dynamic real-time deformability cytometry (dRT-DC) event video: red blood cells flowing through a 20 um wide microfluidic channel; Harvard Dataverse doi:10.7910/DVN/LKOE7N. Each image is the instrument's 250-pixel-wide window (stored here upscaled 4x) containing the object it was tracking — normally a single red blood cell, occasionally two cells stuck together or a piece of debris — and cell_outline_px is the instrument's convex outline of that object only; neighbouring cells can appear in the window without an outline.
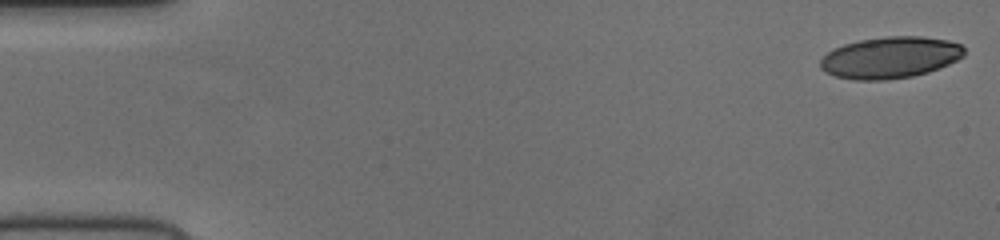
{"species": "human", "species_latin": "Homo sapiens", "temperature_condition": "cold", "stored_images_in_passage": 52, "camera_frame_rate_fps": 3000, "um_per_image_px": 0.085, "donor": {"sex": "female"}, "frame": {"image": 1, "passage_image": 1, "time_ms": 0.0, "image_size_px": [1000, 240], "cell_outline_px": [[964, 56], [948, 64], [928, 72], [912, 76], [888, 80], [856, 80], [836, 76], [824, 72], [820, 68], [820, 60], [832, 48], [844, 44], [860, 40], [884, 36], [920, 36], [948, 40], [960, 44], [964, 48]], "centroid_in_image_um": [75.65, 4.89], "position_along_channel_um": 9.4, "area_um2": 34.91}}
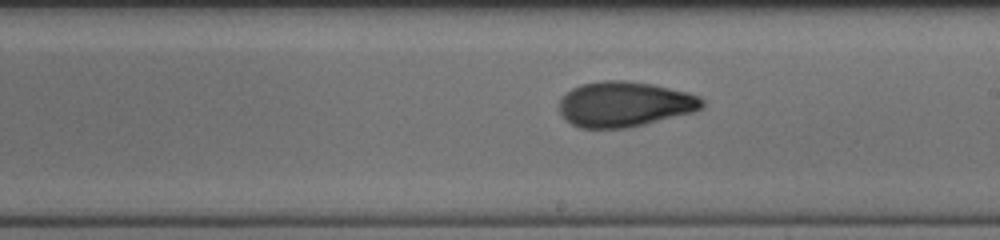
{"frame": {"image": 2, "passage_image": 30, "time_ms": 9.667, "image_size_px": [1000, 240], "cell_outline_px": [[704, 108], [696, 112], [628, 128], [580, 128], [572, 124], [560, 112], [560, 100], [572, 88], [580, 84], [604, 80], [624, 80], [652, 84], [688, 92], [700, 96], [704, 100]], "centroid_in_image_um": [53.15, 8.85], "position_along_channel_um": 235.9, "area_um2": 37.86}}
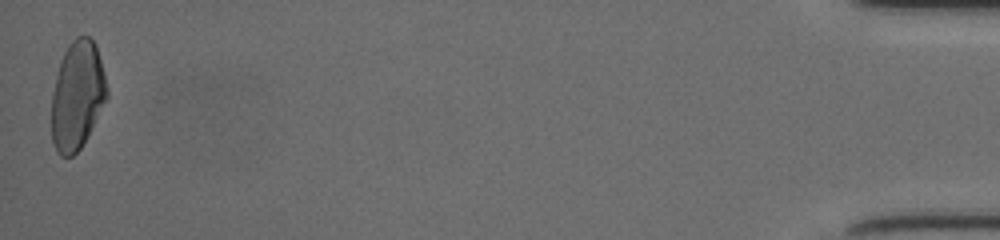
{"frame": {"image": 3, "passage_image": 52, "time_ms": 17.0, "image_size_px": [1000, 240], "cell_outline_px": [[108, 96], [80, 148], [72, 156], [60, 156], [56, 152], [52, 140], [52, 92], [60, 60], [68, 44], [76, 36], [88, 36], [96, 44], [108, 88]], "centroid_in_image_um": [6.55, 8.08], "position_along_channel_um": 428.6, "area_um2": 34.8}}